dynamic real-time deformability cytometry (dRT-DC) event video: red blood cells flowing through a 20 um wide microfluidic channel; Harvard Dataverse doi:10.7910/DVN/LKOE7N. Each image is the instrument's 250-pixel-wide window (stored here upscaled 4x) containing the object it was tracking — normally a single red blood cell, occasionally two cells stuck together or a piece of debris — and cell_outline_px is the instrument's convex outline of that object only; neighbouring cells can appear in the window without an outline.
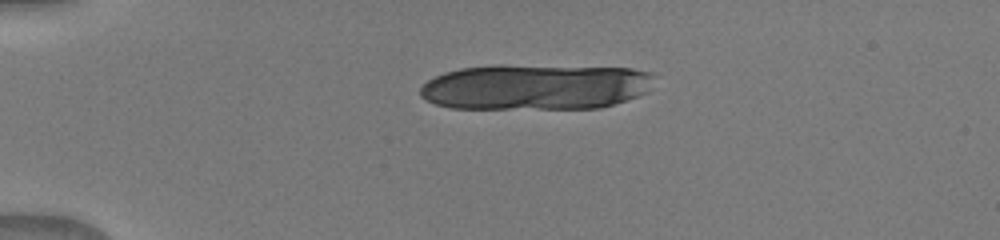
{"species": "human", "species_latin": "Homo sapiens", "temperature_condition": "warm", "stored_images_in_passage": 11, "camera_frame_rate_fps": 3000, "um_per_image_px": 0.085, "donor": {"sex": "male"}, "frame": {"image": 1, "passage_image": 1, "time_ms": 0.0, "image_size_px": [1000, 240], "cell_outline_px": [[652, 76], [648, 92], [600, 108], [452, 108], [436, 104], [424, 100], [420, 96], [420, 88], [428, 80], [444, 72], [460, 68], [492, 64], [504, 64], [632, 68], [652, 72]], "centroid_in_image_um": [45.47, 7.36], "position_along_channel_um": 39.5, "area_um2": 62.83}}